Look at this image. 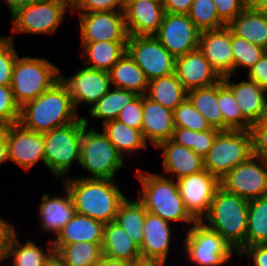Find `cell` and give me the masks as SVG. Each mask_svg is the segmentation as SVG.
<instances>
[{
	"mask_svg": "<svg viewBox=\"0 0 267 266\" xmlns=\"http://www.w3.org/2000/svg\"><path fill=\"white\" fill-rule=\"evenodd\" d=\"M147 211L137 198H125L118 207L115 222L131 237L140 248L143 243V226Z\"/></svg>",
	"mask_w": 267,
	"mask_h": 266,
	"instance_id": "35",
	"label": "cell"
},
{
	"mask_svg": "<svg viewBox=\"0 0 267 266\" xmlns=\"http://www.w3.org/2000/svg\"><path fill=\"white\" fill-rule=\"evenodd\" d=\"M14 227L12 223L3 220L0 217V260L4 259L5 241L8 233Z\"/></svg>",
	"mask_w": 267,
	"mask_h": 266,
	"instance_id": "53",
	"label": "cell"
},
{
	"mask_svg": "<svg viewBox=\"0 0 267 266\" xmlns=\"http://www.w3.org/2000/svg\"><path fill=\"white\" fill-rule=\"evenodd\" d=\"M175 74L187 91L209 87L222 80L199 49L176 57Z\"/></svg>",
	"mask_w": 267,
	"mask_h": 266,
	"instance_id": "19",
	"label": "cell"
},
{
	"mask_svg": "<svg viewBox=\"0 0 267 266\" xmlns=\"http://www.w3.org/2000/svg\"><path fill=\"white\" fill-rule=\"evenodd\" d=\"M136 96L137 94L133 91L111 87V89L89 109V114L93 119H102V125H104L106 122L117 119L123 107Z\"/></svg>",
	"mask_w": 267,
	"mask_h": 266,
	"instance_id": "37",
	"label": "cell"
},
{
	"mask_svg": "<svg viewBox=\"0 0 267 266\" xmlns=\"http://www.w3.org/2000/svg\"><path fill=\"white\" fill-rule=\"evenodd\" d=\"M200 34L188 14L165 13L154 36L176 58L197 50Z\"/></svg>",
	"mask_w": 267,
	"mask_h": 266,
	"instance_id": "13",
	"label": "cell"
},
{
	"mask_svg": "<svg viewBox=\"0 0 267 266\" xmlns=\"http://www.w3.org/2000/svg\"><path fill=\"white\" fill-rule=\"evenodd\" d=\"M61 70L45 57L17 56L12 69L11 90L19 107L51 88Z\"/></svg>",
	"mask_w": 267,
	"mask_h": 266,
	"instance_id": "5",
	"label": "cell"
},
{
	"mask_svg": "<svg viewBox=\"0 0 267 266\" xmlns=\"http://www.w3.org/2000/svg\"><path fill=\"white\" fill-rule=\"evenodd\" d=\"M175 127L203 132L212 129L205 117L200 114L188 98L173 110Z\"/></svg>",
	"mask_w": 267,
	"mask_h": 266,
	"instance_id": "43",
	"label": "cell"
},
{
	"mask_svg": "<svg viewBox=\"0 0 267 266\" xmlns=\"http://www.w3.org/2000/svg\"><path fill=\"white\" fill-rule=\"evenodd\" d=\"M218 104L223 116V131L250 130L252 124L243 116L230 88L218 82Z\"/></svg>",
	"mask_w": 267,
	"mask_h": 266,
	"instance_id": "38",
	"label": "cell"
},
{
	"mask_svg": "<svg viewBox=\"0 0 267 266\" xmlns=\"http://www.w3.org/2000/svg\"><path fill=\"white\" fill-rule=\"evenodd\" d=\"M8 161L14 162L26 171L40 160L45 165L44 133L24 128L20 123L8 125L6 130Z\"/></svg>",
	"mask_w": 267,
	"mask_h": 266,
	"instance_id": "16",
	"label": "cell"
},
{
	"mask_svg": "<svg viewBox=\"0 0 267 266\" xmlns=\"http://www.w3.org/2000/svg\"><path fill=\"white\" fill-rule=\"evenodd\" d=\"M142 134L146 142L157 146L171 139L175 129L173 111L143 95Z\"/></svg>",
	"mask_w": 267,
	"mask_h": 266,
	"instance_id": "25",
	"label": "cell"
},
{
	"mask_svg": "<svg viewBox=\"0 0 267 266\" xmlns=\"http://www.w3.org/2000/svg\"><path fill=\"white\" fill-rule=\"evenodd\" d=\"M184 238V253L197 266L225 265L235 251L220 234L200 221L189 227Z\"/></svg>",
	"mask_w": 267,
	"mask_h": 266,
	"instance_id": "10",
	"label": "cell"
},
{
	"mask_svg": "<svg viewBox=\"0 0 267 266\" xmlns=\"http://www.w3.org/2000/svg\"><path fill=\"white\" fill-rule=\"evenodd\" d=\"M226 26L236 36L267 50V15L250 4Z\"/></svg>",
	"mask_w": 267,
	"mask_h": 266,
	"instance_id": "29",
	"label": "cell"
},
{
	"mask_svg": "<svg viewBox=\"0 0 267 266\" xmlns=\"http://www.w3.org/2000/svg\"><path fill=\"white\" fill-rule=\"evenodd\" d=\"M127 52L149 81L175 73L176 58L154 35L128 36Z\"/></svg>",
	"mask_w": 267,
	"mask_h": 266,
	"instance_id": "11",
	"label": "cell"
},
{
	"mask_svg": "<svg viewBox=\"0 0 267 266\" xmlns=\"http://www.w3.org/2000/svg\"><path fill=\"white\" fill-rule=\"evenodd\" d=\"M194 0H162L166 13L188 14Z\"/></svg>",
	"mask_w": 267,
	"mask_h": 266,
	"instance_id": "52",
	"label": "cell"
},
{
	"mask_svg": "<svg viewBox=\"0 0 267 266\" xmlns=\"http://www.w3.org/2000/svg\"><path fill=\"white\" fill-rule=\"evenodd\" d=\"M219 132L220 130L216 128L198 132L187 128L175 127L171 140L179 145L190 148L204 159Z\"/></svg>",
	"mask_w": 267,
	"mask_h": 266,
	"instance_id": "40",
	"label": "cell"
},
{
	"mask_svg": "<svg viewBox=\"0 0 267 266\" xmlns=\"http://www.w3.org/2000/svg\"><path fill=\"white\" fill-rule=\"evenodd\" d=\"M139 1H141V0H124V2H139ZM148 1H150V0H148Z\"/></svg>",
	"mask_w": 267,
	"mask_h": 266,
	"instance_id": "61",
	"label": "cell"
},
{
	"mask_svg": "<svg viewBox=\"0 0 267 266\" xmlns=\"http://www.w3.org/2000/svg\"><path fill=\"white\" fill-rule=\"evenodd\" d=\"M231 45L233 52V74L236 75L238 68H246L249 71L267 52L244 38L238 37L231 32Z\"/></svg>",
	"mask_w": 267,
	"mask_h": 266,
	"instance_id": "41",
	"label": "cell"
},
{
	"mask_svg": "<svg viewBox=\"0 0 267 266\" xmlns=\"http://www.w3.org/2000/svg\"><path fill=\"white\" fill-rule=\"evenodd\" d=\"M86 67L109 72L127 51V41L81 42Z\"/></svg>",
	"mask_w": 267,
	"mask_h": 266,
	"instance_id": "28",
	"label": "cell"
},
{
	"mask_svg": "<svg viewBox=\"0 0 267 266\" xmlns=\"http://www.w3.org/2000/svg\"><path fill=\"white\" fill-rule=\"evenodd\" d=\"M237 256H247L249 260L252 259L254 266H267V244L246 246Z\"/></svg>",
	"mask_w": 267,
	"mask_h": 266,
	"instance_id": "50",
	"label": "cell"
},
{
	"mask_svg": "<svg viewBox=\"0 0 267 266\" xmlns=\"http://www.w3.org/2000/svg\"><path fill=\"white\" fill-rule=\"evenodd\" d=\"M124 19L128 36L154 35L165 15L162 0L124 2Z\"/></svg>",
	"mask_w": 267,
	"mask_h": 266,
	"instance_id": "18",
	"label": "cell"
},
{
	"mask_svg": "<svg viewBox=\"0 0 267 266\" xmlns=\"http://www.w3.org/2000/svg\"><path fill=\"white\" fill-rule=\"evenodd\" d=\"M136 178L141 184L138 199L145 210L168 221L192 226L196 220L186 210L175 179L155 172L136 168ZM142 194V195H140ZM193 223V224H192Z\"/></svg>",
	"mask_w": 267,
	"mask_h": 266,
	"instance_id": "3",
	"label": "cell"
},
{
	"mask_svg": "<svg viewBox=\"0 0 267 266\" xmlns=\"http://www.w3.org/2000/svg\"><path fill=\"white\" fill-rule=\"evenodd\" d=\"M86 126L83 117L44 133L45 167L56 178H67L73 162L80 164L81 138Z\"/></svg>",
	"mask_w": 267,
	"mask_h": 266,
	"instance_id": "7",
	"label": "cell"
},
{
	"mask_svg": "<svg viewBox=\"0 0 267 266\" xmlns=\"http://www.w3.org/2000/svg\"><path fill=\"white\" fill-rule=\"evenodd\" d=\"M133 262L129 260L111 259L102 255L94 266H132Z\"/></svg>",
	"mask_w": 267,
	"mask_h": 266,
	"instance_id": "54",
	"label": "cell"
},
{
	"mask_svg": "<svg viewBox=\"0 0 267 266\" xmlns=\"http://www.w3.org/2000/svg\"><path fill=\"white\" fill-rule=\"evenodd\" d=\"M247 73V78L255 81L267 93V52Z\"/></svg>",
	"mask_w": 267,
	"mask_h": 266,
	"instance_id": "51",
	"label": "cell"
},
{
	"mask_svg": "<svg viewBox=\"0 0 267 266\" xmlns=\"http://www.w3.org/2000/svg\"><path fill=\"white\" fill-rule=\"evenodd\" d=\"M8 125L9 124L6 121H4L2 118H0V138L6 134V130H7Z\"/></svg>",
	"mask_w": 267,
	"mask_h": 266,
	"instance_id": "59",
	"label": "cell"
},
{
	"mask_svg": "<svg viewBox=\"0 0 267 266\" xmlns=\"http://www.w3.org/2000/svg\"><path fill=\"white\" fill-rule=\"evenodd\" d=\"M102 127L103 132L123 157L135 155L139 150L148 148V143L139 129L131 128L117 119L106 122Z\"/></svg>",
	"mask_w": 267,
	"mask_h": 266,
	"instance_id": "33",
	"label": "cell"
},
{
	"mask_svg": "<svg viewBox=\"0 0 267 266\" xmlns=\"http://www.w3.org/2000/svg\"><path fill=\"white\" fill-rule=\"evenodd\" d=\"M12 36H0V85H11L12 69L18 56Z\"/></svg>",
	"mask_w": 267,
	"mask_h": 266,
	"instance_id": "44",
	"label": "cell"
},
{
	"mask_svg": "<svg viewBox=\"0 0 267 266\" xmlns=\"http://www.w3.org/2000/svg\"><path fill=\"white\" fill-rule=\"evenodd\" d=\"M86 126L83 129L80 150V167L86 170L87 179H113L124 166V157L110 142L107 135L95 128H89V120L83 116Z\"/></svg>",
	"mask_w": 267,
	"mask_h": 266,
	"instance_id": "6",
	"label": "cell"
},
{
	"mask_svg": "<svg viewBox=\"0 0 267 266\" xmlns=\"http://www.w3.org/2000/svg\"><path fill=\"white\" fill-rule=\"evenodd\" d=\"M67 11L72 14V7L63 0H43L22 7L11 15V31L32 35L55 33L64 22Z\"/></svg>",
	"mask_w": 267,
	"mask_h": 266,
	"instance_id": "9",
	"label": "cell"
},
{
	"mask_svg": "<svg viewBox=\"0 0 267 266\" xmlns=\"http://www.w3.org/2000/svg\"><path fill=\"white\" fill-rule=\"evenodd\" d=\"M67 2L71 7H73L79 0H63Z\"/></svg>",
	"mask_w": 267,
	"mask_h": 266,
	"instance_id": "60",
	"label": "cell"
},
{
	"mask_svg": "<svg viewBox=\"0 0 267 266\" xmlns=\"http://www.w3.org/2000/svg\"><path fill=\"white\" fill-rule=\"evenodd\" d=\"M111 86L146 95L149 80L126 51L109 71Z\"/></svg>",
	"mask_w": 267,
	"mask_h": 266,
	"instance_id": "31",
	"label": "cell"
},
{
	"mask_svg": "<svg viewBox=\"0 0 267 266\" xmlns=\"http://www.w3.org/2000/svg\"><path fill=\"white\" fill-rule=\"evenodd\" d=\"M220 187L248 201L267 195V161L252 155L220 179Z\"/></svg>",
	"mask_w": 267,
	"mask_h": 266,
	"instance_id": "12",
	"label": "cell"
},
{
	"mask_svg": "<svg viewBox=\"0 0 267 266\" xmlns=\"http://www.w3.org/2000/svg\"><path fill=\"white\" fill-rule=\"evenodd\" d=\"M218 16L228 24L248 5L249 0H213Z\"/></svg>",
	"mask_w": 267,
	"mask_h": 266,
	"instance_id": "49",
	"label": "cell"
},
{
	"mask_svg": "<svg viewBox=\"0 0 267 266\" xmlns=\"http://www.w3.org/2000/svg\"><path fill=\"white\" fill-rule=\"evenodd\" d=\"M104 227L105 223L76 212L51 241L52 244L102 243Z\"/></svg>",
	"mask_w": 267,
	"mask_h": 266,
	"instance_id": "27",
	"label": "cell"
},
{
	"mask_svg": "<svg viewBox=\"0 0 267 266\" xmlns=\"http://www.w3.org/2000/svg\"><path fill=\"white\" fill-rule=\"evenodd\" d=\"M132 266H165V262L160 260L139 259L134 261Z\"/></svg>",
	"mask_w": 267,
	"mask_h": 266,
	"instance_id": "57",
	"label": "cell"
},
{
	"mask_svg": "<svg viewBox=\"0 0 267 266\" xmlns=\"http://www.w3.org/2000/svg\"><path fill=\"white\" fill-rule=\"evenodd\" d=\"M62 182L76 212L103 223L115 221L118 207L126 198L113 179L67 177Z\"/></svg>",
	"mask_w": 267,
	"mask_h": 266,
	"instance_id": "2",
	"label": "cell"
},
{
	"mask_svg": "<svg viewBox=\"0 0 267 266\" xmlns=\"http://www.w3.org/2000/svg\"><path fill=\"white\" fill-rule=\"evenodd\" d=\"M102 255L111 259L136 261L142 259L140 248L115 221L105 223Z\"/></svg>",
	"mask_w": 267,
	"mask_h": 266,
	"instance_id": "30",
	"label": "cell"
},
{
	"mask_svg": "<svg viewBox=\"0 0 267 266\" xmlns=\"http://www.w3.org/2000/svg\"><path fill=\"white\" fill-rule=\"evenodd\" d=\"M61 80L69 88L76 111L81 106L90 109L111 89L109 72L86 66L70 77L63 76L61 72Z\"/></svg>",
	"mask_w": 267,
	"mask_h": 266,
	"instance_id": "15",
	"label": "cell"
},
{
	"mask_svg": "<svg viewBox=\"0 0 267 266\" xmlns=\"http://www.w3.org/2000/svg\"><path fill=\"white\" fill-rule=\"evenodd\" d=\"M66 196L50 197L43 193L39 205L40 229L41 232H51L55 235L66 225V223L75 215L76 210L72 197L67 190L63 188Z\"/></svg>",
	"mask_w": 267,
	"mask_h": 266,
	"instance_id": "26",
	"label": "cell"
},
{
	"mask_svg": "<svg viewBox=\"0 0 267 266\" xmlns=\"http://www.w3.org/2000/svg\"><path fill=\"white\" fill-rule=\"evenodd\" d=\"M76 11L77 13L124 11V0H79L72 7V15Z\"/></svg>",
	"mask_w": 267,
	"mask_h": 266,
	"instance_id": "47",
	"label": "cell"
},
{
	"mask_svg": "<svg viewBox=\"0 0 267 266\" xmlns=\"http://www.w3.org/2000/svg\"><path fill=\"white\" fill-rule=\"evenodd\" d=\"M187 98L212 128L223 131V116L218 104V83L187 91Z\"/></svg>",
	"mask_w": 267,
	"mask_h": 266,
	"instance_id": "36",
	"label": "cell"
},
{
	"mask_svg": "<svg viewBox=\"0 0 267 266\" xmlns=\"http://www.w3.org/2000/svg\"><path fill=\"white\" fill-rule=\"evenodd\" d=\"M188 15L201 32L220 29L227 25L218 16L213 0H194Z\"/></svg>",
	"mask_w": 267,
	"mask_h": 266,
	"instance_id": "42",
	"label": "cell"
},
{
	"mask_svg": "<svg viewBox=\"0 0 267 266\" xmlns=\"http://www.w3.org/2000/svg\"><path fill=\"white\" fill-rule=\"evenodd\" d=\"M46 250L45 252L44 248L36 245L31 239L22 244L13 227L5 241L4 260L12 258V266H51L55 262V250L51 239L48 240Z\"/></svg>",
	"mask_w": 267,
	"mask_h": 266,
	"instance_id": "21",
	"label": "cell"
},
{
	"mask_svg": "<svg viewBox=\"0 0 267 266\" xmlns=\"http://www.w3.org/2000/svg\"><path fill=\"white\" fill-rule=\"evenodd\" d=\"M249 4L258 12L267 15V0H249Z\"/></svg>",
	"mask_w": 267,
	"mask_h": 266,
	"instance_id": "58",
	"label": "cell"
},
{
	"mask_svg": "<svg viewBox=\"0 0 267 266\" xmlns=\"http://www.w3.org/2000/svg\"><path fill=\"white\" fill-rule=\"evenodd\" d=\"M231 76H223L222 81L232 91L243 116L254 124L267 113V93L255 81L247 79L236 83Z\"/></svg>",
	"mask_w": 267,
	"mask_h": 266,
	"instance_id": "22",
	"label": "cell"
},
{
	"mask_svg": "<svg viewBox=\"0 0 267 266\" xmlns=\"http://www.w3.org/2000/svg\"><path fill=\"white\" fill-rule=\"evenodd\" d=\"M3 261L4 262V259L3 260H0V262ZM0 266H8L7 264H0Z\"/></svg>",
	"mask_w": 267,
	"mask_h": 266,
	"instance_id": "62",
	"label": "cell"
},
{
	"mask_svg": "<svg viewBox=\"0 0 267 266\" xmlns=\"http://www.w3.org/2000/svg\"><path fill=\"white\" fill-rule=\"evenodd\" d=\"M0 118L9 125L19 123L20 107L14 99L10 85H0Z\"/></svg>",
	"mask_w": 267,
	"mask_h": 266,
	"instance_id": "45",
	"label": "cell"
},
{
	"mask_svg": "<svg viewBox=\"0 0 267 266\" xmlns=\"http://www.w3.org/2000/svg\"><path fill=\"white\" fill-rule=\"evenodd\" d=\"M162 150L163 172L177 180L204 169V159L193 150L173 142L171 139L159 143Z\"/></svg>",
	"mask_w": 267,
	"mask_h": 266,
	"instance_id": "24",
	"label": "cell"
},
{
	"mask_svg": "<svg viewBox=\"0 0 267 266\" xmlns=\"http://www.w3.org/2000/svg\"><path fill=\"white\" fill-rule=\"evenodd\" d=\"M4 1H6V4L8 5L10 10V14L12 15L15 11H17L22 7L30 6L43 0H4Z\"/></svg>",
	"mask_w": 267,
	"mask_h": 266,
	"instance_id": "55",
	"label": "cell"
},
{
	"mask_svg": "<svg viewBox=\"0 0 267 266\" xmlns=\"http://www.w3.org/2000/svg\"><path fill=\"white\" fill-rule=\"evenodd\" d=\"M8 162V145L6 134L0 138V165Z\"/></svg>",
	"mask_w": 267,
	"mask_h": 266,
	"instance_id": "56",
	"label": "cell"
},
{
	"mask_svg": "<svg viewBox=\"0 0 267 266\" xmlns=\"http://www.w3.org/2000/svg\"><path fill=\"white\" fill-rule=\"evenodd\" d=\"M146 96L173 111L187 98V90L173 73L150 80Z\"/></svg>",
	"mask_w": 267,
	"mask_h": 266,
	"instance_id": "34",
	"label": "cell"
},
{
	"mask_svg": "<svg viewBox=\"0 0 267 266\" xmlns=\"http://www.w3.org/2000/svg\"><path fill=\"white\" fill-rule=\"evenodd\" d=\"M81 42L127 41L123 11L77 13Z\"/></svg>",
	"mask_w": 267,
	"mask_h": 266,
	"instance_id": "17",
	"label": "cell"
},
{
	"mask_svg": "<svg viewBox=\"0 0 267 266\" xmlns=\"http://www.w3.org/2000/svg\"><path fill=\"white\" fill-rule=\"evenodd\" d=\"M267 244V195L249 201L246 246Z\"/></svg>",
	"mask_w": 267,
	"mask_h": 266,
	"instance_id": "39",
	"label": "cell"
},
{
	"mask_svg": "<svg viewBox=\"0 0 267 266\" xmlns=\"http://www.w3.org/2000/svg\"><path fill=\"white\" fill-rule=\"evenodd\" d=\"M78 118L69 88L60 79L37 98L20 107L19 123L28 130L43 134Z\"/></svg>",
	"mask_w": 267,
	"mask_h": 266,
	"instance_id": "1",
	"label": "cell"
},
{
	"mask_svg": "<svg viewBox=\"0 0 267 266\" xmlns=\"http://www.w3.org/2000/svg\"><path fill=\"white\" fill-rule=\"evenodd\" d=\"M253 155L267 161V113L257 122L252 124Z\"/></svg>",
	"mask_w": 267,
	"mask_h": 266,
	"instance_id": "48",
	"label": "cell"
},
{
	"mask_svg": "<svg viewBox=\"0 0 267 266\" xmlns=\"http://www.w3.org/2000/svg\"><path fill=\"white\" fill-rule=\"evenodd\" d=\"M198 49L221 77L233 75L231 30L227 26L201 32Z\"/></svg>",
	"mask_w": 267,
	"mask_h": 266,
	"instance_id": "20",
	"label": "cell"
},
{
	"mask_svg": "<svg viewBox=\"0 0 267 266\" xmlns=\"http://www.w3.org/2000/svg\"><path fill=\"white\" fill-rule=\"evenodd\" d=\"M248 208V200L219 187L200 222L220 234L238 254L246 247Z\"/></svg>",
	"mask_w": 267,
	"mask_h": 266,
	"instance_id": "4",
	"label": "cell"
},
{
	"mask_svg": "<svg viewBox=\"0 0 267 266\" xmlns=\"http://www.w3.org/2000/svg\"><path fill=\"white\" fill-rule=\"evenodd\" d=\"M253 155L250 130L220 131L204 158V169L219 180Z\"/></svg>",
	"mask_w": 267,
	"mask_h": 266,
	"instance_id": "8",
	"label": "cell"
},
{
	"mask_svg": "<svg viewBox=\"0 0 267 266\" xmlns=\"http://www.w3.org/2000/svg\"><path fill=\"white\" fill-rule=\"evenodd\" d=\"M184 206L196 220L208 213L216 190L220 187V180L208 170L184 176L176 180Z\"/></svg>",
	"mask_w": 267,
	"mask_h": 266,
	"instance_id": "14",
	"label": "cell"
},
{
	"mask_svg": "<svg viewBox=\"0 0 267 266\" xmlns=\"http://www.w3.org/2000/svg\"><path fill=\"white\" fill-rule=\"evenodd\" d=\"M171 223L147 212L143 226L142 259L160 260L166 263L171 247Z\"/></svg>",
	"mask_w": 267,
	"mask_h": 266,
	"instance_id": "23",
	"label": "cell"
},
{
	"mask_svg": "<svg viewBox=\"0 0 267 266\" xmlns=\"http://www.w3.org/2000/svg\"><path fill=\"white\" fill-rule=\"evenodd\" d=\"M51 266H59L56 262H54Z\"/></svg>",
	"mask_w": 267,
	"mask_h": 266,
	"instance_id": "63",
	"label": "cell"
},
{
	"mask_svg": "<svg viewBox=\"0 0 267 266\" xmlns=\"http://www.w3.org/2000/svg\"><path fill=\"white\" fill-rule=\"evenodd\" d=\"M102 243L53 244L59 266H94L102 257Z\"/></svg>",
	"mask_w": 267,
	"mask_h": 266,
	"instance_id": "32",
	"label": "cell"
},
{
	"mask_svg": "<svg viewBox=\"0 0 267 266\" xmlns=\"http://www.w3.org/2000/svg\"><path fill=\"white\" fill-rule=\"evenodd\" d=\"M143 95H137L131 100L117 117V120L134 129H142Z\"/></svg>",
	"mask_w": 267,
	"mask_h": 266,
	"instance_id": "46",
	"label": "cell"
}]
</instances>
